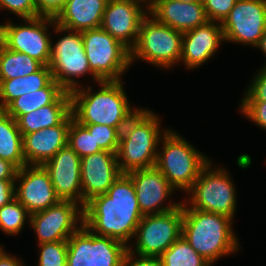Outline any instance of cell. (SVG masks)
Wrapping results in <instances>:
<instances>
[{
    "mask_svg": "<svg viewBox=\"0 0 266 266\" xmlns=\"http://www.w3.org/2000/svg\"><path fill=\"white\" fill-rule=\"evenodd\" d=\"M143 215L132 179L122 173L107 193L97 195L83 207V225L93 234L114 238L129 246Z\"/></svg>",
    "mask_w": 266,
    "mask_h": 266,
    "instance_id": "cell-1",
    "label": "cell"
},
{
    "mask_svg": "<svg viewBox=\"0 0 266 266\" xmlns=\"http://www.w3.org/2000/svg\"><path fill=\"white\" fill-rule=\"evenodd\" d=\"M122 81H100L95 92L91 85L70 91L73 119L79 124L107 125L121 132L140 108L132 107Z\"/></svg>",
    "mask_w": 266,
    "mask_h": 266,
    "instance_id": "cell-2",
    "label": "cell"
},
{
    "mask_svg": "<svg viewBox=\"0 0 266 266\" xmlns=\"http://www.w3.org/2000/svg\"><path fill=\"white\" fill-rule=\"evenodd\" d=\"M233 223L222 214L183 209L182 236L213 266L219 258L231 256L241 248Z\"/></svg>",
    "mask_w": 266,
    "mask_h": 266,
    "instance_id": "cell-3",
    "label": "cell"
},
{
    "mask_svg": "<svg viewBox=\"0 0 266 266\" xmlns=\"http://www.w3.org/2000/svg\"><path fill=\"white\" fill-rule=\"evenodd\" d=\"M149 109L139 108L120 133L117 160L122 173L156 165L160 140L169 128H163L160 115Z\"/></svg>",
    "mask_w": 266,
    "mask_h": 266,
    "instance_id": "cell-4",
    "label": "cell"
},
{
    "mask_svg": "<svg viewBox=\"0 0 266 266\" xmlns=\"http://www.w3.org/2000/svg\"><path fill=\"white\" fill-rule=\"evenodd\" d=\"M159 147L155 167L185 196L211 159L173 129L161 138Z\"/></svg>",
    "mask_w": 266,
    "mask_h": 266,
    "instance_id": "cell-5",
    "label": "cell"
},
{
    "mask_svg": "<svg viewBox=\"0 0 266 266\" xmlns=\"http://www.w3.org/2000/svg\"><path fill=\"white\" fill-rule=\"evenodd\" d=\"M212 162L202 168L192 188L183 196V209L222 214L235 222L237 186L226 167L213 166Z\"/></svg>",
    "mask_w": 266,
    "mask_h": 266,
    "instance_id": "cell-6",
    "label": "cell"
},
{
    "mask_svg": "<svg viewBox=\"0 0 266 266\" xmlns=\"http://www.w3.org/2000/svg\"><path fill=\"white\" fill-rule=\"evenodd\" d=\"M51 30L57 36L64 35L57 41L55 40V43L51 40L49 68L53 79L65 91L69 92L81 87L83 84L79 83L81 82L79 78L87 76V74L97 85L100 80L90 70L84 50L82 32L67 29L57 23Z\"/></svg>",
    "mask_w": 266,
    "mask_h": 266,
    "instance_id": "cell-7",
    "label": "cell"
},
{
    "mask_svg": "<svg viewBox=\"0 0 266 266\" xmlns=\"http://www.w3.org/2000/svg\"><path fill=\"white\" fill-rule=\"evenodd\" d=\"M183 33L158 22L149 13L143 18L138 40L130 50L131 66L136 60L168 70L180 64Z\"/></svg>",
    "mask_w": 266,
    "mask_h": 266,
    "instance_id": "cell-8",
    "label": "cell"
},
{
    "mask_svg": "<svg viewBox=\"0 0 266 266\" xmlns=\"http://www.w3.org/2000/svg\"><path fill=\"white\" fill-rule=\"evenodd\" d=\"M91 72L100 81H121L131 67L130 50L101 27L82 31Z\"/></svg>",
    "mask_w": 266,
    "mask_h": 266,
    "instance_id": "cell-9",
    "label": "cell"
},
{
    "mask_svg": "<svg viewBox=\"0 0 266 266\" xmlns=\"http://www.w3.org/2000/svg\"><path fill=\"white\" fill-rule=\"evenodd\" d=\"M182 222V203L171 211L143 216L128 251L139 256L159 257L182 236Z\"/></svg>",
    "mask_w": 266,
    "mask_h": 266,
    "instance_id": "cell-10",
    "label": "cell"
},
{
    "mask_svg": "<svg viewBox=\"0 0 266 266\" xmlns=\"http://www.w3.org/2000/svg\"><path fill=\"white\" fill-rule=\"evenodd\" d=\"M66 266H122L128 250L123 242L93 234L82 225L67 240Z\"/></svg>",
    "mask_w": 266,
    "mask_h": 266,
    "instance_id": "cell-11",
    "label": "cell"
},
{
    "mask_svg": "<svg viewBox=\"0 0 266 266\" xmlns=\"http://www.w3.org/2000/svg\"><path fill=\"white\" fill-rule=\"evenodd\" d=\"M11 22L8 19L4 24H0V33L5 39V47L11 51L29 55L43 65L49 66L51 40H53L50 36L54 35L50 27L55 25V19L39 16L22 19L23 24Z\"/></svg>",
    "mask_w": 266,
    "mask_h": 266,
    "instance_id": "cell-12",
    "label": "cell"
},
{
    "mask_svg": "<svg viewBox=\"0 0 266 266\" xmlns=\"http://www.w3.org/2000/svg\"><path fill=\"white\" fill-rule=\"evenodd\" d=\"M221 25L225 42L255 47L266 31V0H237Z\"/></svg>",
    "mask_w": 266,
    "mask_h": 266,
    "instance_id": "cell-13",
    "label": "cell"
},
{
    "mask_svg": "<svg viewBox=\"0 0 266 266\" xmlns=\"http://www.w3.org/2000/svg\"><path fill=\"white\" fill-rule=\"evenodd\" d=\"M37 244L67 241L83 225V207L73 201H60L43 211L30 215Z\"/></svg>",
    "mask_w": 266,
    "mask_h": 266,
    "instance_id": "cell-14",
    "label": "cell"
},
{
    "mask_svg": "<svg viewBox=\"0 0 266 266\" xmlns=\"http://www.w3.org/2000/svg\"><path fill=\"white\" fill-rule=\"evenodd\" d=\"M126 174L133 181L138 205L143 216L165 213L181 205V200L175 202L170 199L173 198L171 196L176 193V190L155 166L132 170ZM167 201L169 203L165 205Z\"/></svg>",
    "mask_w": 266,
    "mask_h": 266,
    "instance_id": "cell-15",
    "label": "cell"
},
{
    "mask_svg": "<svg viewBox=\"0 0 266 266\" xmlns=\"http://www.w3.org/2000/svg\"><path fill=\"white\" fill-rule=\"evenodd\" d=\"M147 14L148 6L140 0H108L101 28L131 50Z\"/></svg>",
    "mask_w": 266,
    "mask_h": 266,
    "instance_id": "cell-16",
    "label": "cell"
},
{
    "mask_svg": "<svg viewBox=\"0 0 266 266\" xmlns=\"http://www.w3.org/2000/svg\"><path fill=\"white\" fill-rule=\"evenodd\" d=\"M15 198L24 205L30 215L61 201L43 165H25L18 169Z\"/></svg>",
    "mask_w": 266,
    "mask_h": 266,
    "instance_id": "cell-17",
    "label": "cell"
},
{
    "mask_svg": "<svg viewBox=\"0 0 266 266\" xmlns=\"http://www.w3.org/2000/svg\"><path fill=\"white\" fill-rule=\"evenodd\" d=\"M82 207L91 198L107 193L122 174L117 153L102 150L81 158Z\"/></svg>",
    "mask_w": 266,
    "mask_h": 266,
    "instance_id": "cell-18",
    "label": "cell"
},
{
    "mask_svg": "<svg viewBox=\"0 0 266 266\" xmlns=\"http://www.w3.org/2000/svg\"><path fill=\"white\" fill-rule=\"evenodd\" d=\"M80 165L81 157L69 145L43 164L59 199L82 206Z\"/></svg>",
    "mask_w": 266,
    "mask_h": 266,
    "instance_id": "cell-19",
    "label": "cell"
},
{
    "mask_svg": "<svg viewBox=\"0 0 266 266\" xmlns=\"http://www.w3.org/2000/svg\"><path fill=\"white\" fill-rule=\"evenodd\" d=\"M223 42H225L224 33L220 22L208 21L184 32L180 62L187 69H198L214 58Z\"/></svg>",
    "mask_w": 266,
    "mask_h": 266,
    "instance_id": "cell-20",
    "label": "cell"
},
{
    "mask_svg": "<svg viewBox=\"0 0 266 266\" xmlns=\"http://www.w3.org/2000/svg\"><path fill=\"white\" fill-rule=\"evenodd\" d=\"M70 123L71 113L57 126L22 135L26 165H43L67 146Z\"/></svg>",
    "mask_w": 266,
    "mask_h": 266,
    "instance_id": "cell-21",
    "label": "cell"
},
{
    "mask_svg": "<svg viewBox=\"0 0 266 266\" xmlns=\"http://www.w3.org/2000/svg\"><path fill=\"white\" fill-rule=\"evenodd\" d=\"M148 13L158 22L182 33L209 21L202 0L191 3L154 0L148 6Z\"/></svg>",
    "mask_w": 266,
    "mask_h": 266,
    "instance_id": "cell-22",
    "label": "cell"
},
{
    "mask_svg": "<svg viewBox=\"0 0 266 266\" xmlns=\"http://www.w3.org/2000/svg\"><path fill=\"white\" fill-rule=\"evenodd\" d=\"M107 1L66 0L63 9L54 18L55 23L79 32L100 28Z\"/></svg>",
    "mask_w": 266,
    "mask_h": 266,
    "instance_id": "cell-23",
    "label": "cell"
},
{
    "mask_svg": "<svg viewBox=\"0 0 266 266\" xmlns=\"http://www.w3.org/2000/svg\"><path fill=\"white\" fill-rule=\"evenodd\" d=\"M70 113L71 97L69 91H65L54 103L23 114L17 124L22 135H26L59 125Z\"/></svg>",
    "mask_w": 266,
    "mask_h": 266,
    "instance_id": "cell-24",
    "label": "cell"
},
{
    "mask_svg": "<svg viewBox=\"0 0 266 266\" xmlns=\"http://www.w3.org/2000/svg\"><path fill=\"white\" fill-rule=\"evenodd\" d=\"M52 80V72L49 66L45 65L30 75L10 80H0V110H4L21 95L46 87Z\"/></svg>",
    "mask_w": 266,
    "mask_h": 266,
    "instance_id": "cell-25",
    "label": "cell"
},
{
    "mask_svg": "<svg viewBox=\"0 0 266 266\" xmlns=\"http://www.w3.org/2000/svg\"><path fill=\"white\" fill-rule=\"evenodd\" d=\"M0 158L10 161L18 169L26 165L22 133L17 121L5 110H0Z\"/></svg>",
    "mask_w": 266,
    "mask_h": 266,
    "instance_id": "cell-26",
    "label": "cell"
},
{
    "mask_svg": "<svg viewBox=\"0 0 266 266\" xmlns=\"http://www.w3.org/2000/svg\"><path fill=\"white\" fill-rule=\"evenodd\" d=\"M64 92L53 79L46 87L16 98L4 110L17 121L23 114L54 103Z\"/></svg>",
    "mask_w": 266,
    "mask_h": 266,
    "instance_id": "cell-27",
    "label": "cell"
},
{
    "mask_svg": "<svg viewBox=\"0 0 266 266\" xmlns=\"http://www.w3.org/2000/svg\"><path fill=\"white\" fill-rule=\"evenodd\" d=\"M43 64L24 53L4 48L0 58V80L24 77L38 71Z\"/></svg>",
    "mask_w": 266,
    "mask_h": 266,
    "instance_id": "cell-28",
    "label": "cell"
},
{
    "mask_svg": "<svg viewBox=\"0 0 266 266\" xmlns=\"http://www.w3.org/2000/svg\"><path fill=\"white\" fill-rule=\"evenodd\" d=\"M162 266H212L181 236L162 255Z\"/></svg>",
    "mask_w": 266,
    "mask_h": 266,
    "instance_id": "cell-29",
    "label": "cell"
},
{
    "mask_svg": "<svg viewBox=\"0 0 266 266\" xmlns=\"http://www.w3.org/2000/svg\"><path fill=\"white\" fill-rule=\"evenodd\" d=\"M29 220V212L16 198L0 208V230L7 236L20 234Z\"/></svg>",
    "mask_w": 266,
    "mask_h": 266,
    "instance_id": "cell-30",
    "label": "cell"
},
{
    "mask_svg": "<svg viewBox=\"0 0 266 266\" xmlns=\"http://www.w3.org/2000/svg\"><path fill=\"white\" fill-rule=\"evenodd\" d=\"M68 145L82 158L87 155L102 151L95 143L93 133L73 119L71 113V123L68 130Z\"/></svg>",
    "mask_w": 266,
    "mask_h": 266,
    "instance_id": "cell-31",
    "label": "cell"
},
{
    "mask_svg": "<svg viewBox=\"0 0 266 266\" xmlns=\"http://www.w3.org/2000/svg\"><path fill=\"white\" fill-rule=\"evenodd\" d=\"M37 266H66L68 245L67 241H56L37 244Z\"/></svg>",
    "mask_w": 266,
    "mask_h": 266,
    "instance_id": "cell-32",
    "label": "cell"
},
{
    "mask_svg": "<svg viewBox=\"0 0 266 266\" xmlns=\"http://www.w3.org/2000/svg\"><path fill=\"white\" fill-rule=\"evenodd\" d=\"M81 125L85 126L90 133H93L95 143H97L102 150L117 153L121 133L117 128L101 124Z\"/></svg>",
    "mask_w": 266,
    "mask_h": 266,
    "instance_id": "cell-33",
    "label": "cell"
},
{
    "mask_svg": "<svg viewBox=\"0 0 266 266\" xmlns=\"http://www.w3.org/2000/svg\"><path fill=\"white\" fill-rule=\"evenodd\" d=\"M240 101H266V66L254 73Z\"/></svg>",
    "mask_w": 266,
    "mask_h": 266,
    "instance_id": "cell-34",
    "label": "cell"
},
{
    "mask_svg": "<svg viewBox=\"0 0 266 266\" xmlns=\"http://www.w3.org/2000/svg\"><path fill=\"white\" fill-rule=\"evenodd\" d=\"M0 10H8L20 20L40 16L34 0H0Z\"/></svg>",
    "mask_w": 266,
    "mask_h": 266,
    "instance_id": "cell-35",
    "label": "cell"
},
{
    "mask_svg": "<svg viewBox=\"0 0 266 266\" xmlns=\"http://www.w3.org/2000/svg\"><path fill=\"white\" fill-rule=\"evenodd\" d=\"M238 108L241 115L266 130V101H241Z\"/></svg>",
    "mask_w": 266,
    "mask_h": 266,
    "instance_id": "cell-36",
    "label": "cell"
},
{
    "mask_svg": "<svg viewBox=\"0 0 266 266\" xmlns=\"http://www.w3.org/2000/svg\"><path fill=\"white\" fill-rule=\"evenodd\" d=\"M209 21L222 23L237 0H202Z\"/></svg>",
    "mask_w": 266,
    "mask_h": 266,
    "instance_id": "cell-37",
    "label": "cell"
},
{
    "mask_svg": "<svg viewBox=\"0 0 266 266\" xmlns=\"http://www.w3.org/2000/svg\"><path fill=\"white\" fill-rule=\"evenodd\" d=\"M40 16L55 18L63 9L66 0H34Z\"/></svg>",
    "mask_w": 266,
    "mask_h": 266,
    "instance_id": "cell-38",
    "label": "cell"
},
{
    "mask_svg": "<svg viewBox=\"0 0 266 266\" xmlns=\"http://www.w3.org/2000/svg\"><path fill=\"white\" fill-rule=\"evenodd\" d=\"M122 266H162L160 257L139 256L127 250Z\"/></svg>",
    "mask_w": 266,
    "mask_h": 266,
    "instance_id": "cell-39",
    "label": "cell"
},
{
    "mask_svg": "<svg viewBox=\"0 0 266 266\" xmlns=\"http://www.w3.org/2000/svg\"><path fill=\"white\" fill-rule=\"evenodd\" d=\"M15 199V180H0V208Z\"/></svg>",
    "mask_w": 266,
    "mask_h": 266,
    "instance_id": "cell-40",
    "label": "cell"
},
{
    "mask_svg": "<svg viewBox=\"0 0 266 266\" xmlns=\"http://www.w3.org/2000/svg\"><path fill=\"white\" fill-rule=\"evenodd\" d=\"M18 168L10 161L0 158V180H15Z\"/></svg>",
    "mask_w": 266,
    "mask_h": 266,
    "instance_id": "cell-41",
    "label": "cell"
},
{
    "mask_svg": "<svg viewBox=\"0 0 266 266\" xmlns=\"http://www.w3.org/2000/svg\"><path fill=\"white\" fill-rule=\"evenodd\" d=\"M0 266H26V263L18 256L7 253L3 250L0 253Z\"/></svg>",
    "mask_w": 266,
    "mask_h": 266,
    "instance_id": "cell-42",
    "label": "cell"
},
{
    "mask_svg": "<svg viewBox=\"0 0 266 266\" xmlns=\"http://www.w3.org/2000/svg\"><path fill=\"white\" fill-rule=\"evenodd\" d=\"M254 48L261 50V52H263L264 56L266 57V31ZM264 64L266 66V61Z\"/></svg>",
    "mask_w": 266,
    "mask_h": 266,
    "instance_id": "cell-43",
    "label": "cell"
},
{
    "mask_svg": "<svg viewBox=\"0 0 266 266\" xmlns=\"http://www.w3.org/2000/svg\"><path fill=\"white\" fill-rule=\"evenodd\" d=\"M5 48V39L3 37V35L0 33V58H1V54L3 52Z\"/></svg>",
    "mask_w": 266,
    "mask_h": 266,
    "instance_id": "cell-44",
    "label": "cell"
},
{
    "mask_svg": "<svg viewBox=\"0 0 266 266\" xmlns=\"http://www.w3.org/2000/svg\"><path fill=\"white\" fill-rule=\"evenodd\" d=\"M174 1H180V2H187V3H191V2H197V1H201V0H174Z\"/></svg>",
    "mask_w": 266,
    "mask_h": 266,
    "instance_id": "cell-45",
    "label": "cell"
},
{
    "mask_svg": "<svg viewBox=\"0 0 266 266\" xmlns=\"http://www.w3.org/2000/svg\"><path fill=\"white\" fill-rule=\"evenodd\" d=\"M144 2L147 6H149L154 0H140Z\"/></svg>",
    "mask_w": 266,
    "mask_h": 266,
    "instance_id": "cell-46",
    "label": "cell"
},
{
    "mask_svg": "<svg viewBox=\"0 0 266 266\" xmlns=\"http://www.w3.org/2000/svg\"><path fill=\"white\" fill-rule=\"evenodd\" d=\"M4 247L0 245V253L4 250Z\"/></svg>",
    "mask_w": 266,
    "mask_h": 266,
    "instance_id": "cell-47",
    "label": "cell"
}]
</instances>
